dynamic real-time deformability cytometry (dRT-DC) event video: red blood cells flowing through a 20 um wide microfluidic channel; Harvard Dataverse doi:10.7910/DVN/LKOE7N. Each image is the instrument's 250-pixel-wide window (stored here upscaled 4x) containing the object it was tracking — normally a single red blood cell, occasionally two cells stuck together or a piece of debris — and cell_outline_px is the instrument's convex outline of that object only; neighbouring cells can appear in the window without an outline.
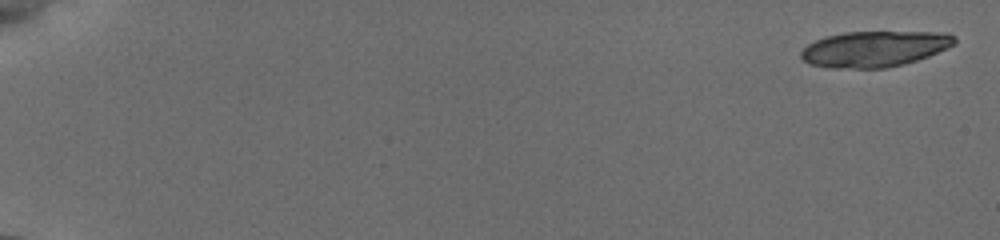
{"species": "common noctule bat (a hibernating species)", "species_latin": "Nyctalus noctula", "temperature_condition": "cold", "stored_images_in_passage": 19, "camera_frame_rate_fps": 3000, "um_per_image_px": 0.085, "animal": {"sex": "female", "body_mass_g": 19.5, "forearm_length_mm": 54.1}, "frame": {"image": 1, "passage_image": 1, "time_ms": 0.0, "image_size_px": [1000, 240], "cell_outline_px": [[956, 44], [928, 56], [916, 60], [884, 68], [832, 68], [808, 64], [800, 56], [800, 52], [808, 44], [816, 40], [828, 36], [844, 32], [948, 32], [956, 36]], "centroid_in_image_um": [74.34, 4.15], "position_along_channel_um": 10.7, "area_um2": 31.96}}